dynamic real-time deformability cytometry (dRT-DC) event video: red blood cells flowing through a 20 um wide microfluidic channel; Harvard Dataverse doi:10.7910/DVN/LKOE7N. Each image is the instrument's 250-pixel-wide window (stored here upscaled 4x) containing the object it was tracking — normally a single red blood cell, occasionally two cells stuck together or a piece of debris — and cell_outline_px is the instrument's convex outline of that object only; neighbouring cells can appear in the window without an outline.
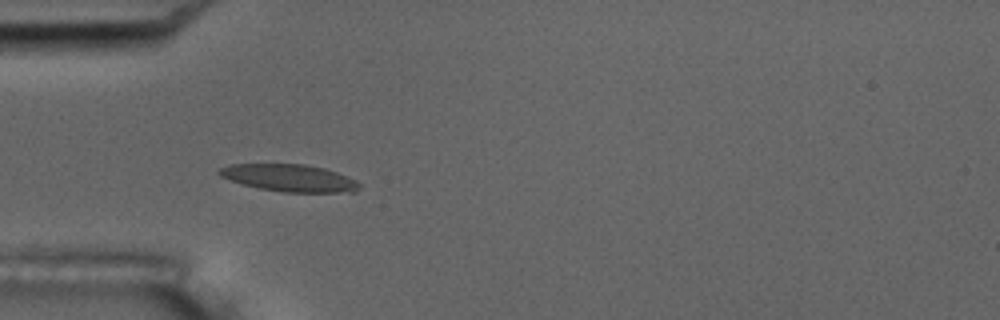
{"species": "common noctule bat (a hibernating species)", "species_latin": "Nyctalus noctula", "temperature_condition": "room temperature", "stored_images_in_passage": 5, "camera_frame_rate_fps": 3000, "um_per_image_px": 0.085, "animal": {"sex": "male", "body_mass_g": 17.5, "forearm_length_mm": 52.3}, "frame": {"image": 1, "passage_image": 4, "time_ms": 4.333, "image_size_px": [1000, 320], "cell_outline_px": [[360, 188], [356, 192], [284, 192], [260, 188], [244, 184], [220, 176], [216, 172], [220, 168], [228, 164], [304, 164], [324, 168], [336, 172], [356, 180], [360, 184]], "centroid_in_image_um": [24.61, 15.12], "position_along_channel_um": 60.4, "area_um2": 22.08}}